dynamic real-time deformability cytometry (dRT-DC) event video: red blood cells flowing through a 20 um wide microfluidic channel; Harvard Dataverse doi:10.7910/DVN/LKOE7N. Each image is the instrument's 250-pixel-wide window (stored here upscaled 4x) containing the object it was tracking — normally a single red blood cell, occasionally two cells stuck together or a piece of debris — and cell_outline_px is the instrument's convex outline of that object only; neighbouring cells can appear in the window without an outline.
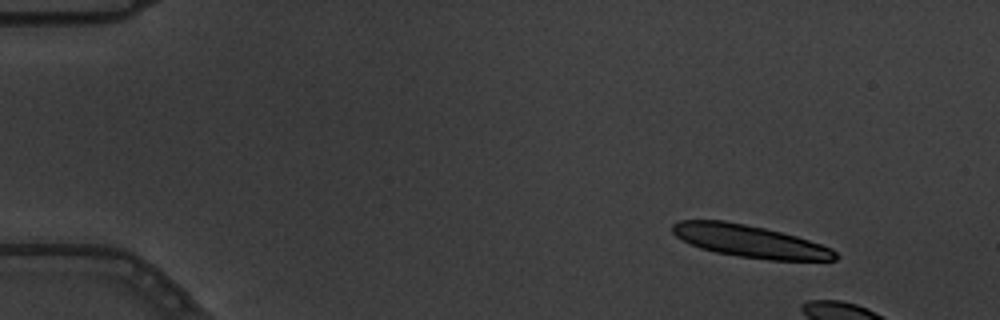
{"species": "common noctule bat (a hibernating species)", "species_latin": "Nyctalus noctula", "temperature_condition": "warm", "stored_images_in_passage": 4, "camera_frame_rate_fps": 3000, "um_per_image_px": 0.085, "animal": {"sex": "male", "body_mass_g": 19.5, "forearm_length_mm": 54.6}, "frame": {"image": 1, "passage_image": 2, "time_ms": 0.333, "image_size_px": [1000, 320], "cell_outline_px": [[840, 256], [836, 260], [768, 260], [740, 256], [716, 252], [700, 248], [688, 244], [676, 236], [672, 232], [672, 224], [680, 220], [724, 220], [764, 228], [796, 236], [832, 248]], "centroid_in_image_um": [63.72, 20.5], "position_along_channel_um": 21.3, "area_um2": 30.58}}